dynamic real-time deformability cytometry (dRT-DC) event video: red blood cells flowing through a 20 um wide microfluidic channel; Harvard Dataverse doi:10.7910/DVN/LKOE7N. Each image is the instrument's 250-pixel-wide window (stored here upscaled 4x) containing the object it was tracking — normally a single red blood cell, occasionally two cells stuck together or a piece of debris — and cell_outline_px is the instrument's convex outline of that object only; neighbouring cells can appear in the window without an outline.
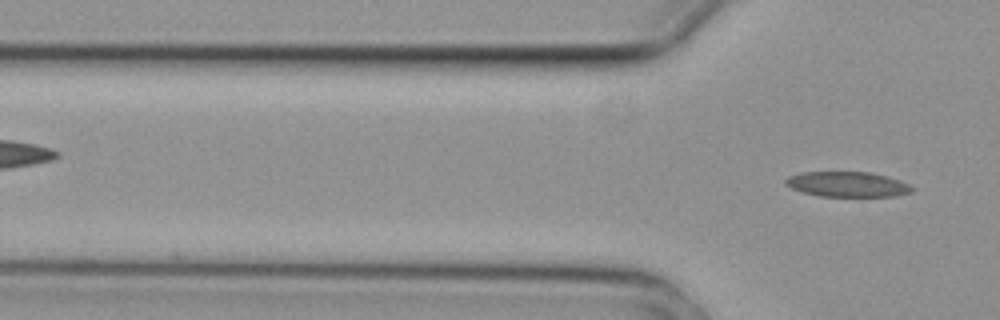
{"species": "common noctule bat (a hibernating species)", "species_latin": "Nyctalus noctula", "temperature_condition": "cold", "stored_images_in_passage": 4, "camera_frame_rate_fps": 3000, "um_per_image_px": 0.085, "animal": {"sex": "female", "body_mass_g": 29.2, "forearm_length_mm": 56.3}, "frame": {"image": 1, "passage_image": 4, "time_ms": 1.0, "image_size_px": [1000, 320], "cell_outline_px": [[916, 188], [912, 192], [896, 196], [820, 196], [804, 192], [792, 188], [784, 184], [784, 180], [788, 176], [800, 172], [868, 172], [888, 176], [900, 180]], "centroid_in_image_um": [72.05, 15.66], "position_along_channel_um": 53.8, "area_um2": 18.61}}